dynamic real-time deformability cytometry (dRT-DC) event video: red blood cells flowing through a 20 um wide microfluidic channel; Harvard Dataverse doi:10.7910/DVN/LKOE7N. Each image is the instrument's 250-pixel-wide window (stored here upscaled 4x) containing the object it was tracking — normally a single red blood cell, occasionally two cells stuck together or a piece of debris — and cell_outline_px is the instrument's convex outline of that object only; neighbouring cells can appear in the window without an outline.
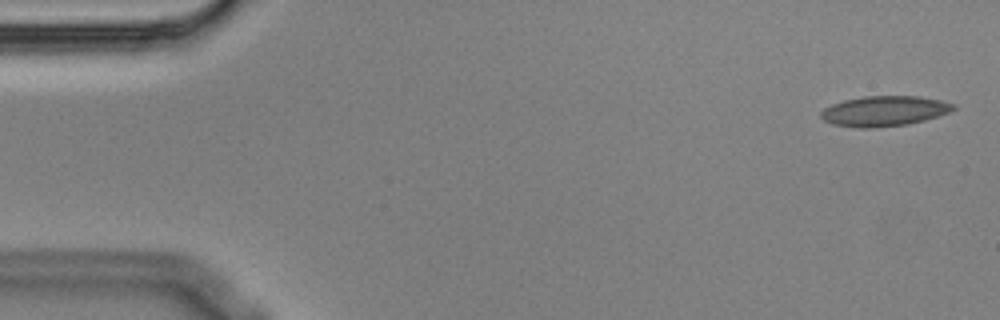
{"species": "Egyptian fruit bat (a non-hibernating species)", "species_latin": "Rousettus aegyptiacus", "temperature_condition": "cold", "stored_images_in_passage": 5, "camera_frame_rate_fps": 3000, "um_per_image_px": 0.085, "animal": {"sex": "male"}, "frame": {"image": 1, "passage_image": 1, "time_ms": 0.0, "image_size_px": [1000, 320], "cell_outline_px": [[956, 108], [948, 112], [924, 120], [908, 124], [876, 128], [856, 128], [832, 124], [824, 120], [820, 116], [820, 112], [824, 108], [832, 104], [844, 100], [864, 96], [920, 96], [940, 100], [956, 104]], "centroid_in_image_um": [75.14, 9.44], "position_along_channel_um": 9.9, "area_um2": 23.41}}
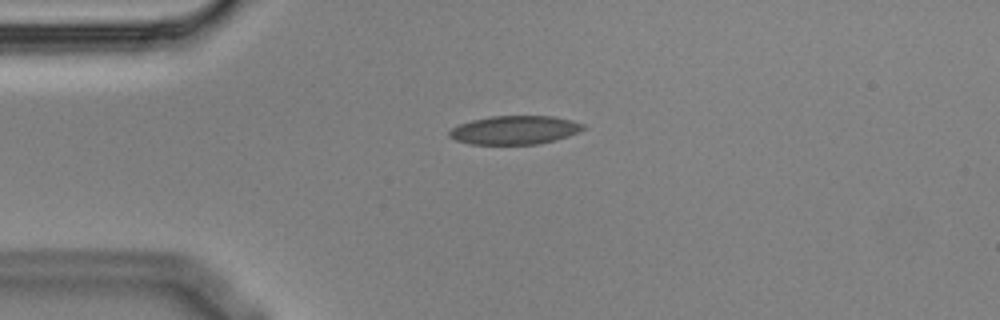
{"frame": {"image": 2, "passage_image": 4, "time_ms": 1.0, "image_size_px": [1000, 320], "cell_outline_px": [[584, 128], [568, 136], [536, 144], [472, 144], [456, 140], [448, 136], [448, 132], [452, 128], [460, 124], [472, 120], [492, 116], [552, 116], [572, 120], [584, 124]], "centroid_in_image_um": [43.72, 11.04], "position_along_channel_um": 41.3, "area_um2": 22.02}}